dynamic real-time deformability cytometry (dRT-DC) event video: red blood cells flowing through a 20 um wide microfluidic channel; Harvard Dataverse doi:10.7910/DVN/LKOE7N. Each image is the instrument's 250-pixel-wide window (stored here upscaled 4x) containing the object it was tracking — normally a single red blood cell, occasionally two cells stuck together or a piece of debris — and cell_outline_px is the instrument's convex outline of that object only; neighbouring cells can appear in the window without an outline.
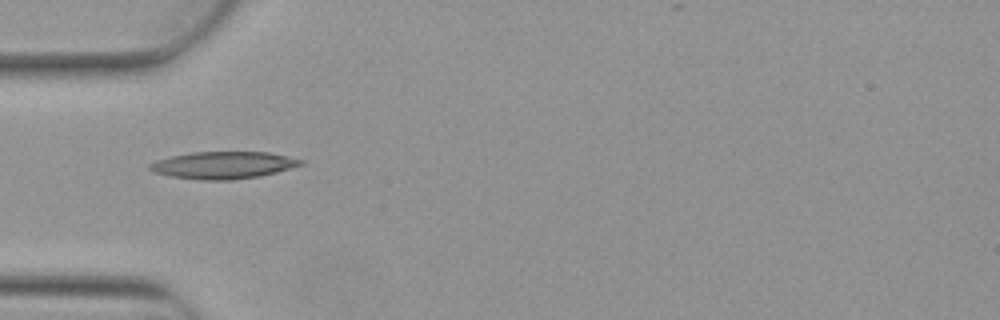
{"species": "Egyptian fruit bat (a non-hibernating species)", "species_latin": "Rousettus aegyptiacus", "temperature_condition": "warm", "stored_images_in_passage": 6, "camera_frame_rate_fps": 3000, "um_per_image_px": 0.085, "animal": {"sex": "female"}, "frame": {"image": 1, "passage_image": 3, "time_ms": 0.667, "image_size_px": [1000, 320], "cell_outline_px": [[304, 164], [276, 172], [260, 176], [232, 180], [200, 180], [172, 176], [156, 172], [148, 168], [148, 164], [156, 160], [172, 156], [192, 152], [268, 152], [304, 160]], "centroid_in_image_um": [18.99, 14.03], "position_along_channel_um": 66.0, "area_um2": 23.76}}
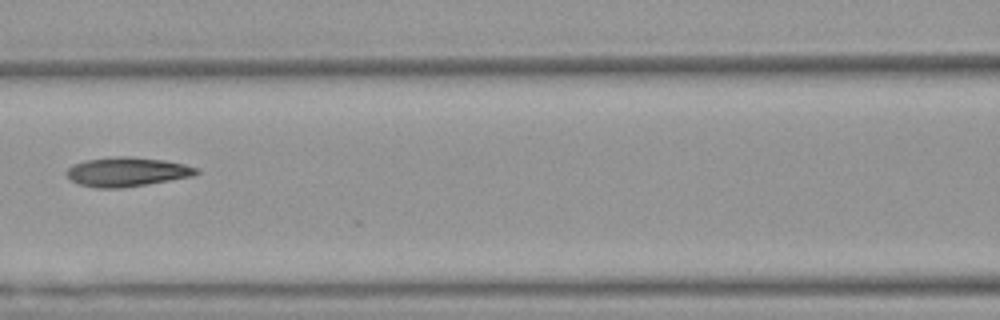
{"frame": {"image": 2, "passage_image": 5, "time_ms": 1.333, "image_size_px": [1000, 320], "cell_outline_px": [[200, 172], [192, 176], [120, 188], [96, 188], [76, 184], [64, 172], [72, 164], [84, 160], [116, 156], [128, 156], [164, 160], [184, 164], [200, 168]], "centroid_in_image_um": [10.75, 14.6], "position_along_channel_um": 155.9, "area_um2": 22.14}}
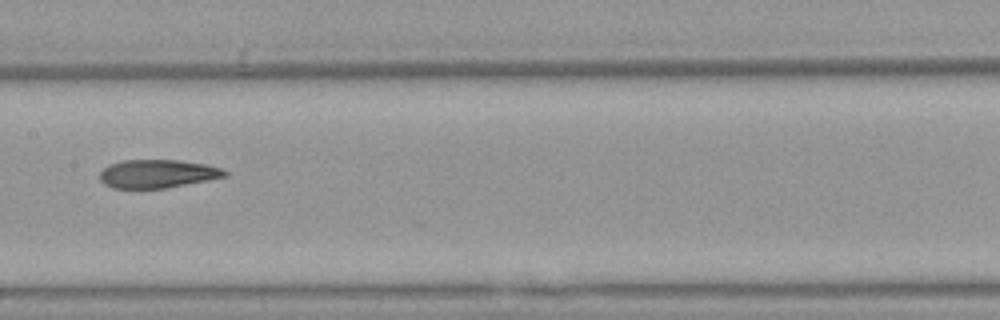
{"frame": {"image": 3, "passage_image": 6, "time_ms": 1.667, "image_size_px": [1000, 320], "cell_outline_px": [[228, 176], [208, 180], [164, 188], [112, 188], [104, 184], [100, 180], [100, 172], [108, 164], [120, 160], [180, 160], [204, 164], [220, 168], [228, 172]], "centroid_in_image_um": [13.36, 14.76], "position_along_channel_um": 194.0, "area_um2": 20.63}}